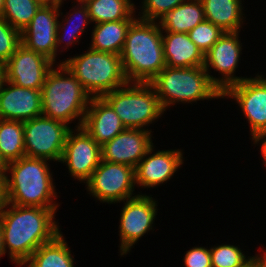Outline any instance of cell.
<instances>
[{"label":"cell","instance_id":"6da1fadb","mask_svg":"<svg viewBox=\"0 0 266 267\" xmlns=\"http://www.w3.org/2000/svg\"><path fill=\"white\" fill-rule=\"evenodd\" d=\"M56 210L57 208L19 206L5 202L0 211V227L5 254L8 249L12 262L22 266L37 248L61 233L59 223L54 219Z\"/></svg>","mask_w":266,"mask_h":267},{"label":"cell","instance_id":"7a4b0ae2","mask_svg":"<svg viewBox=\"0 0 266 267\" xmlns=\"http://www.w3.org/2000/svg\"><path fill=\"white\" fill-rule=\"evenodd\" d=\"M128 82L149 83L166 67L159 22L136 18L120 54Z\"/></svg>","mask_w":266,"mask_h":267},{"label":"cell","instance_id":"3957f363","mask_svg":"<svg viewBox=\"0 0 266 267\" xmlns=\"http://www.w3.org/2000/svg\"><path fill=\"white\" fill-rule=\"evenodd\" d=\"M47 161L25 156L7 164L6 174L8 171L11 173V176L5 175L7 203L30 207H59L53 200L57 198V192Z\"/></svg>","mask_w":266,"mask_h":267},{"label":"cell","instance_id":"277c9868","mask_svg":"<svg viewBox=\"0 0 266 267\" xmlns=\"http://www.w3.org/2000/svg\"><path fill=\"white\" fill-rule=\"evenodd\" d=\"M57 66L41 89L42 115L67 125L79 118L75 127H81L92 97L63 64Z\"/></svg>","mask_w":266,"mask_h":267},{"label":"cell","instance_id":"5b68a950","mask_svg":"<svg viewBox=\"0 0 266 267\" xmlns=\"http://www.w3.org/2000/svg\"><path fill=\"white\" fill-rule=\"evenodd\" d=\"M164 111L176 102L191 103L199 100L223 98L216 87V78L201 67H168L149 82Z\"/></svg>","mask_w":266,"mask_h":267},{"label":"cell","instance_id":"8992f818","mask_svg":"<svg viewBox=\"0 0 266 267\" xmlns=\"http://www.w3.org/2000/svg\"><path fill=\"white\" fill-rule=\"evenodd\" d=\"M59 64L69 70L91 97H102L128 83L121 57L114 53L89 48L86 53Z\"/></svg>","mask_w":266,"mask_h":267},{"label":"cell","instance_id":"52a82bcc","mask_svg":"<svg viewBox=\"0 0 266 267\" xmlns=\"http://www.w3.org/2000/svg\"><path fill=\"white\" fill-rule=\"evenodd\" d=\"M120 117L125 128L143 129L164 114L150 83L128 82L102 96Z\"/></svg>","mask_w":266,"mask_h":267},{"label":"cell","instance_id":"ba28073f","mask_svg":"<svg viewBox=\"0 0 266 267\" xmlns=\"http://www.w3.org/2000/svg\"><path fill=\"white\" fill-rule=\"evenodd\" d=\"M25 156L60 162L69 125L44 115L23 122Z\"/></svg>","mask_w":266,"mask_h":267},{"label":"cell","instance_id":"9c48e42d","mask_svg":"<svg viewBox=\"0 0 266 267\" xmlns=\"http://www.w3.org/2000/svg\"><path fill=\"white\" fill-rule=\"evenodd\" d=\"M135 168L101 160L86 182L87 191L100 202L117 203L132 196L135 188Z\"/></svg>","mask_w":266,"mask_h":267},{"label":"cell","instance_id":"30bf717a","mask_svg":"<svg viewBox=\"0 0 266 267\" xmlns=\"http://www.w3.org/2000/svg\"><path fill=\"white\" fill-rule=\"evenodd\" d=\"M157 201L144 194H137L135 197L124 201L120 214L119 236L120 255L130 252L133 244L139 238L152 230V225L157 215Z\"/></svg>","mask_w":266,"mask_h":267},{"label":"cell","instance_id":"8fae6325","mask_svg":"<svg viewBox=\"0 0 266 267\" xmlns=\"http://www.w3.org/2000/svg\"><path fill=\"white\" fill-rule=\"evenodd\" d=\"M222 96L237 101L250 124L252 139L266 134V78L263 75L230 86Z\"/></svg>","mask_w":266,"mask_h":267},{"label":"cell","instance_id":"7c38bea8","mask_svg":"<svg viewBox=\"0 0 266 267\" xmlns=\"http://www.w3.org/2000/svg\"><path fill=\"white\" fill-rule=\"evenodd\" d=\"M100 161L101 146L82 126L76 127L75 130L71 129L60 161L67 165L70 175L86 183L99 166Z\"/></svg>","mask_w":266,"mask_h":267},{"label":"cell","instance_id":"4fadbf2b","mask_svg":"<svg viewBox=\"0 0 266 267\" xmlns=\"http://www.w3.org/2000/svg\"><path fill=\"white\" fill-rule=\"evenodd\" d=\"M54 62L20 44L4 64L5 80L17 86L41 90Z\"/></svg>","mask_w":266,"mask_h":267},{"label":"cell","instance_id":"5bb4252c","mask_svg":"<svg viewBox=\"0 0 266 267\" xmlns=\"http://www.w3.org/2000/svg\"><path fill=\"white\" fill-rule=\"evenodd\" d=\"M240 32H224V34L213 44L211 49L204 54V68L210 75L209 70L219 71L222 77H216V87L222 94L232 85L240 83L247 77L234 75L238 68L242 43L239 40ZM210 67V68H209Z\"/></svg>","mask_w":266,"mask_h":267},{"label":"cell","instance_id":"9a60e30c","mask_svg":"<svg viewBox=\"0 0 266 267\" xmlns=\"http://www.w3.org/2000/svg\"><path fill=\"white\" fill-rule=\"evenodd\" d=\"M60 7L41 6L30 23L21 31V44L56 62V36Z\"/></svg>","mask_w":266,"mask_h":267},{"label":"cell","instance_id":"2e32d148","mask_svg":"<svg viewBox=\"0 0 266 267\" xmlns=\"http://www.w3.org/2000/svg\"><path fill=\"white\" fill-rule=\"evenodd\" d=\"M151 130L126 128L101 146V160L135 168L153 146Z\"/></svg>","mask_w":266,"mask_h":267},{"label":"cell","instance_id":"e0dca14e","mask_svg":"<svg viewBox=\"0 0 266 267\" xmlns=\"http://www.w3.org/2000/svg\"><path fill=\"white\" fill-rule=\"evenodd\" d=\"M41 115V90L24 88L4 81L0 90V119L26 122Z\"/></svg>","mask_w":266,"mask_h":267},{"label":"cell","instance_id":"ac0fdd59","mask_svg":"<svg viewBox=\"0 0 266 267\" xmlns=\"http://www.w3.org/2000/svg\"><path fill=\"white\" fill-rule=\"evenodd\" d=\"M153 149L154 146L135 167V183L142 188H155L167 182L183 164V153L180 149L158 150L152 154Z\"/></svg>","mask_w":266,"mask_h":267},{"label":"cell","instance_id":"d6986e66","mask_svg":"<svg viewBox=\"0 0 266 267\" xmlns=\"http://www.w3.org/2000/svg\"><path fill=\"white\" fill-rule=\"evenodd\" d=\"M82 127L100 146L126 129L103 97L91 98Z\"/></svg>","mask_w":266,"mask_h":267},{"label":"cell","instance_id":"ffe728a7","mask_svg":"<svg viewBox=\"0 0 266 267\" xmlns=\"http://www.w3.org/2000/svg\"><path fill=\"white\" fill-rule=\"evenodd\" d=\"M166 33V34H163ZM163 53L168 67L204 66V54L188 33L163 32Z\"/></svg>","mask_w":266,"mask_h":267},{"label":"cell","instance_id":"44dd1931","mask_svg":"<svg viewBox=\"0 0 266 267\" xmlns=\"http://www.w3.org/2000/svg\"><path fill=\"white\" fill-rule=\"evenodd\" d=\"M135 17L124 20L97 23L92 30L91 46L95 51L110 52L120 56L127 31Z\"/></svg>","mask_w":266,"mask_h":267},{"label":"cell","instance_id":"7402d4cb","mask_svg":"<svg viewBox=\"0 0 266 267\" xmlns=\"http://www.w3.org/2000/svg\"><path fill=\"white\" fill-rule=\"evenodd\" d=\"M205 20L224 32H240L243 24L242 0H201Z\"/></svg>","mask_w":266,"mask_h":267},{"label":"cell","instance_id":"603a6c76","mask_svg":"<svg viewBox=\"0 0 266 267\" xmlns=\"http://www.w3.org/2000/svg\"><path fill=\"white\" fill-rule=\"evenodd\" d=\"M205 20L201 0H186L159 20L164 32L188 33Z\"/></svg>","mask_w":266,"mask_h":267},{"label":"cell","instance_id":"cb8c5ba5","mask_svg":"<svg viewBox=\"0 0 266 267\" xmlns=\"http://www.w3.org/2000/svg\"><path fill=\"white\" fill-rule=\"evenodd\" d=\"M73 256L62 232L52 241L42 244L23 264L28 267H74Z\"/></svg>","mask_w":266,"mask_h":267},{"label":"cell","instance_id":"d4e9b609","mask_svg":"<svg viewBox=\"0 0 266 267\" xmlns=\"http://www.w3.org/2000/svg\"><path fill=\"white\" fill-rule=\"evenodd\" d=\"M0 156L6 164L25 157L23 122L0 119Z\"/></svg>","mask_w":266,"mask_h":267},{"label":"cell","instance_id":"484cf974","mask_svg":"<svg viewBox=\"0 0 266 267\" xmlns=\"http://www.w3.org/2000/svg\"><path fill=\"white\" fill-rule=\"evenodd\" d=\"M85 4L95 24L134 17L136 9L131 0H87Z\"/></svg>","mask_w":266,"mask_h":267},{"label":"cell","instance_id":"4316f807","mask_svg":"<svg viewBox=\"0 0 266 267\" xmlns=\"http://www.w3.org/2000/svg\"><path fill=\"white\" fill-rule=\"evenodd\" d=\"M40 7L35 0H4L1 17L21 32L30 23Z\"/></svg>","mask_w":266,"mask_h":267},{"label":"cell","instance_id":"83f0119b","mask_svg":"<svg viewBox=\"0 0 266 267\" xmlns=\"http://www.w3.org/2000/svg\"><path fill=\"white\" fill-rule=\"evenodd\" d=\"M78 3V5L73 8L74 9V13H70L67 15V19L63 18L67 24V26L70 28L69 30L71 31L70 33H68V31L66 30V24H62L61 22L58 21V26H57V36H56V47L58 50V47L61 45V43H63L64 38H66L67 36V44L66 47L64 46V48H68L71 44L73 45V43L75 44V42H79L78 40L80 39V36L82 35V33L85 31L84 29L86 28L87 25H89L91 23L90 17H89V10L88 7L85 3ZM77 10V11H76ZM75 14V15H74ZM81 18L82 20H80V24H74L75 22V18L76 17ZM71 18V20H70ZM77 18H76V22H77ZM73 19V20H72ZM71 25V26H70ZM62 27V28H61ZM73 30H72V29ZM62 29V30H61ZM64 29V30H63ZM65 32L66 34L68 33V35H66L65 33H60V32ZM65 35V37H64Z\"/></svg>","mask_w":266,"mask_h":267},{"label":"cell","instance_id":"f1b7e54d","mask_svg":"<svg viewBox=\"0 0 266 267\" xmlns=\"http://www.w3.org/2000/svg\"><path fill=\"white\" fill-rule=\"evenodd\" d=\"M212 267H243L252 256L246 258L238 246L222 244L210 248Z\"/></svg>","mask_w":266,"mask_h":267},{"label":"cell","instance_id":"f546056e","mask_svg":"<svg viewBox=\"0 0 266 267\" xmlns=\"http://www.w3.org/2000/svg\"><path fill=\"white\" fill-rule=\"evenodd\" d=\"M190 39L206 54L213 44L224 34V31L212 22L204 20L188 32Z\"/></svg>","mask_w":266,"mask_h":267},{"label":"cell","instance_id":"4dcf8cb0","mask_svg":"<svg viewBox=\"0 0 266 267\" xmlns=\"http://www.w3.org/2000/svg\"><path fill=\"white\" fill-rule=\"evenodd\" d=\"M21 44V32L0 17V64H5Z\"/></svg>","mask_w":266,"mask_h":267},{"label":"cell","instance_id":"1f68e13d","mask_svg":"<svg viewBox=\"0 0 266 267\" xmlns=\"http://www.w3.org/2000/svg\"><path fill=\"white\" fill-rule=\"evenodd\" d=\"M186 0H143L140 19L157 21Z\"/></svg>","mask_w":266,"mask_h":267},{"label":"cell","instance_id":"d6a6232c","mask_svg":"<svg viewBox=\"0 0 266 267\" xmlns=\"http://www.w3.org/2000/svg\"><path fill=\"white\" fill-rule=\"evenodd\" d=\"M185 267H212L210 249L192 247L184 256Z\"/></svg>","mask_w":266,"mask_h":267},{"label":"cell","instance_id":"836d02e7","mask_svg":"<svg viewBox=\"0 0 266 267\" xmlns=\"http://www.w3.org/2000/svg\"><path fill=\"white\" fill-rule=\"evenodd\" d=\"M260 140L262 141V145H261V148H260V151H261V155L263 158V161H264V164L266 166V134H263V135H260V136H257L255 138L252 139V141L254 142L253 144H258L260 142Z\"/></svg>","mask_w":266,"mask_h":267},{"label":"cell","instance_id":"e575fe53","mask_svg":"<svg viewBox=\"0 0 266 267\" xmlns=\"http://www.w3.org/2000/svg\"><path fill=\"white\" fill-rule=\"evenodd\" d=\"M5 202H6L5 174L2 171H0V211L3 208Z\"/></svg>","mask_w":266,"mask_h":267},{"label":"cell","instance_id":"d590c367","mask_svg":"<svg viewBox=\"0 0 266 267\" xmlns=\"http://www.w3.org/2000/svg\"><path fill=\"white\" fill-rule=\"evenodd\" d=\"M40 6L61 7L63 0H35Z\"/></svg>","mask_w":266,"mask_h":267},{"label":"cell","instance_id":"8d00e7d4","mask_svg":"<svg viewBox=\"0 0 266 267\" xmlns=\"http://www.w3.org/2000/svg\"><path fill=\"white\" fill-rule=\"evenodd\" d=\"M243 267H262L260 261L253 256Z\"/></svg>","mask_w":266,"mask_h":267},{"label":"cell","instance_id":"74e56055","mask_svg":"<svg viewBox=\"0 0 266 267\" xmlns=\"http://www.w3.org/2000/svg\"><path fill=\"white\" fill-rule=\"evenodd\" d=\"M5 254L3 232L0 227V258Z\"/></svg>","mask_w":266,"mask_h":267},{"label":"cell","instance_id":"f35d334b","mask_svg":"<svg viewBox=\"0 0 266 267\" xmlns=\"http://www.w3.org/2000/svg\"><path fill=\"white\" fill-rule=\"evenodd\" d=\"M5 81V71H4V65L0 64V90Z\"/></svg>","mask_w":266,"mask_h":267},{"label":"cell","instance_id":"ab89813d","mask_svg":"<svg viewBox=\"0 0 266 267\" xmlns=\"http://www.w3.org/2000/svg\"><path fill=\"white\" fill-rule=\"evenodd\" d=\"M255 257L260 261L262 267H266V251L263 255H255Z\"/></svg>","mask_w":266,"mask_h":267},{"label":"cell","instance_id":"60d3db41","mask_svg":"<svg viewBox=\"0 0 266 267\" xmlns=\"http://www.w3.org/2000/svg\"><path fill=\"white\" fill-rule=\"evenodd\" d=\"M6 168H7V164H6V162L2 159V157L0 156V171H2L5 175H6V173H7Z\"/></svg>","mask_w":266,"mask_h":267},{"label":"cell","instance_id":"b9f144b4","mask_svg":"<svg viewBox=\"0 0 266 267\" xmlns=\"http://www.w3.org/2000/svg\"><path fill=\"white\" fill-rule=\"evenodd\" d=\"M3 9H4V0H0V17L3 14Z\"/></svg>","mask_w":266,"mask_h":267},{"label":"cell","instance_id":"7bdbcfd3","mask_svg":"<svg viewBox=\"0 0 266 267\" xmlns=\"http://www.w3.org/2000/svg\"><path fill=\"white\" fill-rule=\"evenodd\" d=\"M77 1V3H85L87 0H76Z\"/></svg>","mask_w":266,"mask_h":267}]
</instances>
